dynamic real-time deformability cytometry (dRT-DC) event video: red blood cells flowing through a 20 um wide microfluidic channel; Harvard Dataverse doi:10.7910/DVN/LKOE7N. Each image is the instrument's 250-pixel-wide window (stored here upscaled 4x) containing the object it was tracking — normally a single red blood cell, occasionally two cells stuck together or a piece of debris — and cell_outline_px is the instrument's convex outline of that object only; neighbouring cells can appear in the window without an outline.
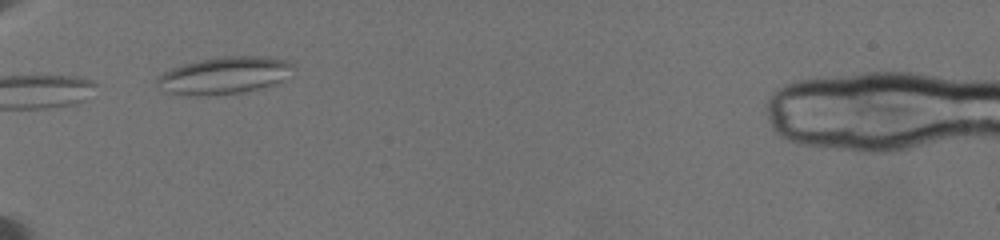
{"species": "common noctule bat (a hibernating species)", "species_latin": "Nyctalus noctula", "temperature_condition": "warm", "stored_images_in_passage": 5, "camera_frame_rate_fps": 3000, "um_per_image_px": 0.085, "animal": {"sex": "female", "body_mass_g": 19.5, "forearm_length_mm": 54.1}, "frame": {"image": 1, "passage_image": 1, "time_ms": 0.0, "image_size_px": [1000, 240], "cell_outline_px": [[292, 64], [280, 80], [276, 84], [264, 88], [244, 92], [200, 96], [184, 96], [168, 92], [156, 84], [156, 80], [164, 72], [172, 68], [184, 64], [200, 60], [224, 56], [268, 56], [284, 60]], "centroid_in_image_um": [19.0, 6.42], "position_along_channel_um": 66.0, "area_um2": 29.07}}